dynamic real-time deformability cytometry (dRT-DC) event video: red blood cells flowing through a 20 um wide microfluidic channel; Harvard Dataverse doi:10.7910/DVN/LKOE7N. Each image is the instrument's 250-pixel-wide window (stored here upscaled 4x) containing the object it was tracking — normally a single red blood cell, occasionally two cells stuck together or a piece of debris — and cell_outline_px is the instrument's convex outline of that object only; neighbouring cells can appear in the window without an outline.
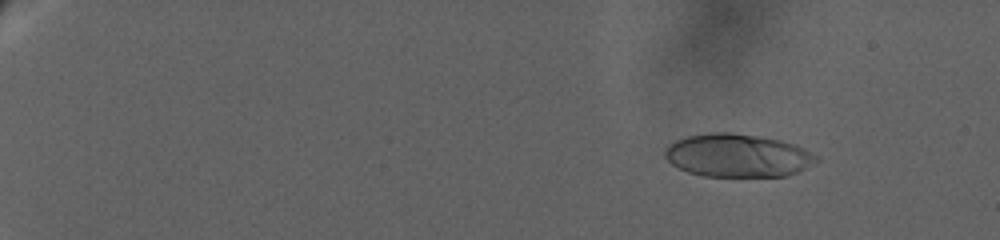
{"species": "human", "species_latin": "Homo sapiens", "temperature_condition": "warm", "stored_images_in_passage": 46, "camera_frame_rate_fps": 3000, "um_per_image_px": 0.085, "donor": {"sex": "female"}, "frame": {"image": 1, "passage_image": 6, "time_ms": 3.667, "image_size_px": [1000, 240], "cell_outline_px": [[820, 160], [796, 172], [784, 176], [704, 176], [688, 172], [672, 164], [664, 156], [664, 152], [668, 144], [676, 140], [688, 136], [708, 132], [728, 132], [760, 136], [780, 140], [796, 144], [804, 148], [816, 156]], "centroid_in_image_um": [62.68, 13.2], "position_along_channel_um": 22.3, "area_um2": 37.97}}
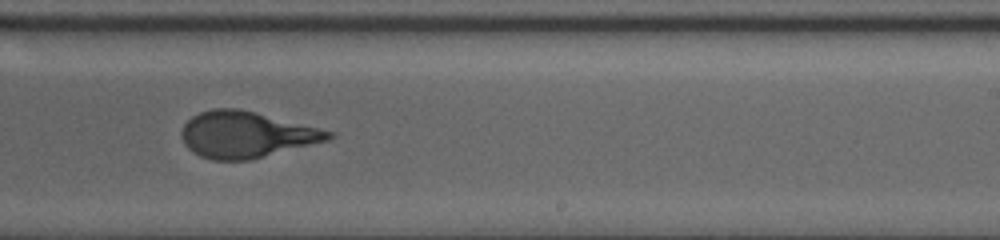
{"frame": {"image": 2, "passage_image": 28, "time_ms": 17.667, "image_size_px": [1000, 240], "cell_outline_px": [[336, 136], [328, 140], [248, 160], [212, 160], [200, 156], [192, 152], [184, 144], [180, 136], [180, 132], [184, 124], [192, 116], [200, 112], [212, 108], [236, 108], [256, 112], [336, 132]], "centroid_in_image_um": [20.9, 11.43], "position_along_channel_um": 268.1, "area_um2": 39.59}}
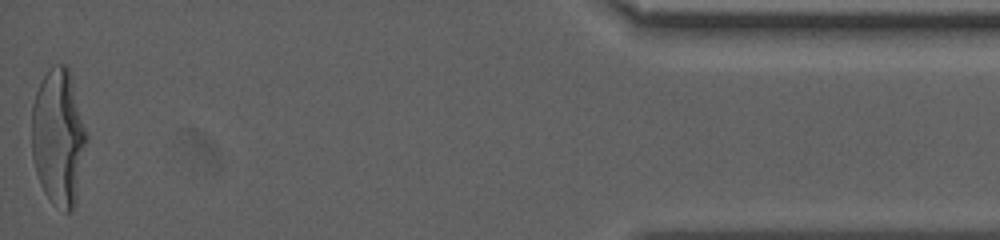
{"frame": {"image": 3, "passage_image": 46, "time_ms": 25.333, "image_size_px": [1000, 240], "cell_outline_px": [[88, 136], [76, 196], [72, 208], [68, 212], [64, 212], [52, 204], [44, 192], [40, 184], [32, 160], [32, 104], [36, 92], [44, 76], [52, 64], [68, 64]], "centroid_in_image_um": [4.96, 11.64], "position_along_channel_um": 430.2, "area_um2": 43.7}, "authors_computed_cell_mechanics": {"area_um2": 39.2173, "velocity_mm_per_s": 2.9504, "shape_relaxation_time_tau1_ms": 6.3195, "shape_relaxation_time_tau2_ms": null, "deformation_change_tau1": 0.256, "deformation_change_tau2": null}}